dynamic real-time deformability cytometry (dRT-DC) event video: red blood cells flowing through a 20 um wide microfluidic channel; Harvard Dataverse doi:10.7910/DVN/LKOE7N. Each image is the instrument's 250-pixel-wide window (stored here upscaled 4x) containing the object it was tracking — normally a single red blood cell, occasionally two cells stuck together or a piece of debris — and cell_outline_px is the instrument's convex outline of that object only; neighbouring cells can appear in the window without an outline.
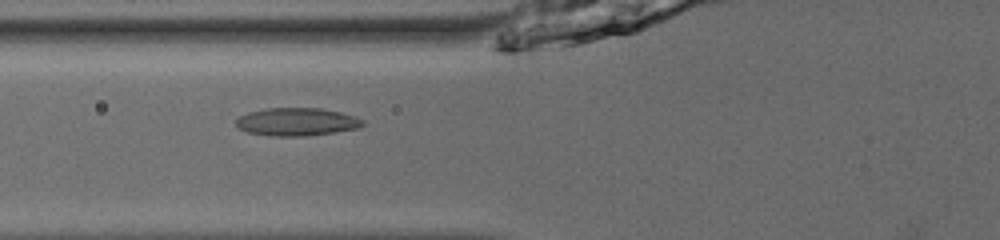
{"species": "common noctule bat (a hibernating species)", "species_latin": "Nyctalus noctula", "temperature_condition": "room temperature", "stored_images_in_passage": 53, "camera_frame_rate_fps": 3000, "um_per_image_px": 0.085, "animal": {"sex": "male", "body_mass_g": 13.0, "forearm_length_mm": 53.1}, "frame": {"image": 1, "passage_image": 23, "time_ms": 7.333, "image_size_px": [1000, 240], "cell_outline_px": [[364, 124], [360, 128], [336, 132], [300, 136], [272, 136], [248, 132], [240, 128], [236, 124], [236, 120], [240, 116], [248, 112], [268, 108], [320, 108], [340, 112], [356, 116], [364, 120]], "centroid_in_image_um": [25.27, 10.35], "position_along_channel_um": 100.5, "area_um2": 20.58}}
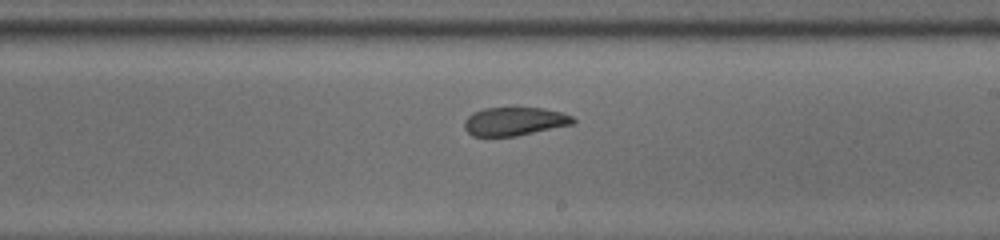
{"frame": {"image": 2, "passage_image": 34, "time_ms": 11.0, "image_size_px": [1000, 240], "cell_outline_px": [[576, 120], [572, 124], [516, 136], [472, 136], [464, 128], [464, 120], [472, 112], [484, 108], [512, 104], [544, 108], [560, 112], [572, 116]], "centroid_in_image_um": [43.69, 10.26], "position_along_channel_um": 245.3, "area_um2": 18.79}}
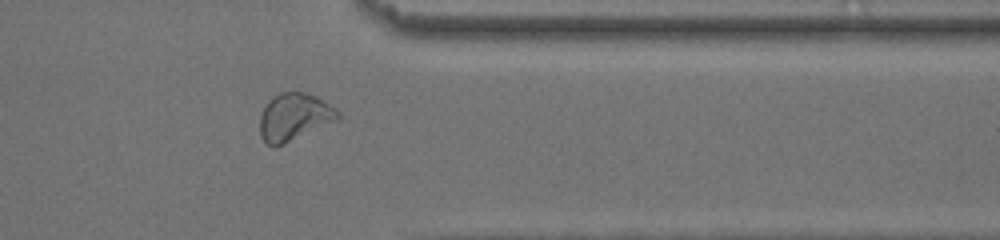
{"frame": {"image": 3, "passage_image": 45, "time_ms": 14.667, "image_size_px": [1000, 240], "cell_outline_px": [[340, 116], [336, 120], [276, 148], [272, 148], [260, 136], [260, 116], [268, 100], [272, 96], [280, 92], [304, 92], [316, 96], [336, 108], [340, 112]], "centroid_in_image_um": [24.98, 9.94], "position_along_channel_um": 386.4, "area_um2": 21.56}}